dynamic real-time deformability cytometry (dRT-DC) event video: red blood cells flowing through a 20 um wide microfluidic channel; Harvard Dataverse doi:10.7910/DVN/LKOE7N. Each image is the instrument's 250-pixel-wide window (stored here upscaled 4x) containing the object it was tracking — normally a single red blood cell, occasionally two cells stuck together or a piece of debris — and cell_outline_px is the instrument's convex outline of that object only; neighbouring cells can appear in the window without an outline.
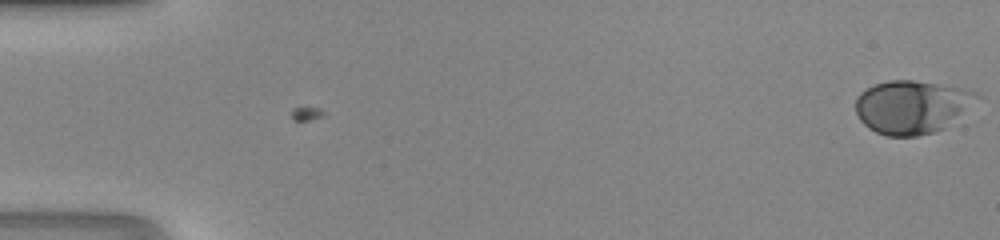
{"species": "human", "species_latin": "Homo sapiens", "temperature_condition": "room temperature", "stored_images_in_passage": 48, "camera_frame_rate_fps": 3000, "um_per_image_px": 0.085, "donor": {"sex": "male"}, "frame": {"image": 1, "passage_image": 1, "time_ms": 0.0, "image_size_px": [1000, 240], "cell_outline_px": [[980, 96], [944, 128], [932, 132], [916, 136], [884, 136], [868, 128], [860, 120], [856, 112], [856, 96], [860, 92], [876, 84], [888, 80], [912, 80], [964, 88], [976, 92]], "centroid_in_image_um": [77.45, 9.08], "position_along_channel_um": 7.6, "area_um2": 37.17}}
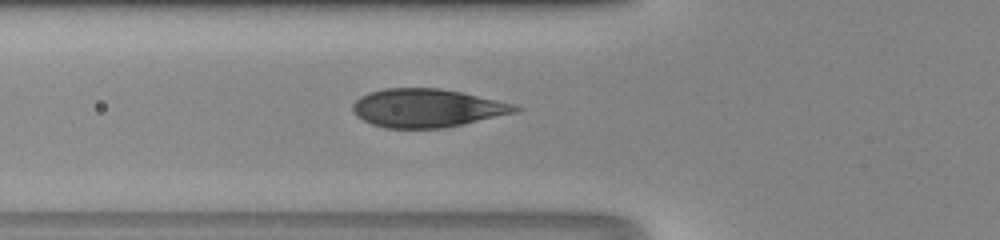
{"frame": {"image": 2, "passage_image": 19, "time_ms": 6.0, "image_size_px": [1000, 240], "cell_outline_px": [[524, 108], [520, 112], [464, 124], [444, 128], [384, 128], [372, 124], [356, 116], [352, 108], [352, 104], [360, 96], [368, 92], [384, 88], [440, 88], [460, 92], [516, 104]], "centroid_in_image_um": [36.33, 9.19], "position_along_channel_um": 89.5, "area_um2": 36.65}}
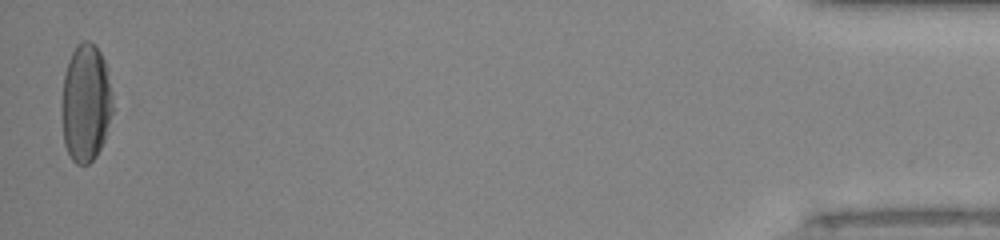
{"frame": {"image": 3, "passage_image": 48, "time_ms": 15.667, "image_size_px": [1000, 240], "cell_outline_px": [[116, 108], [104, 140], [96, 156], [88, 164], [76, 164], [72, 160], [64, 144], [60, 108], [60, 104], [64, 76], [68, 60], [76, 44], [84, 40], [88, 40], [100, 52], [104, 60]], "centroid_in_image_um": [7.3, 8.77], "position_along_channel_um": 427.9, "area_um2": 35.84}}